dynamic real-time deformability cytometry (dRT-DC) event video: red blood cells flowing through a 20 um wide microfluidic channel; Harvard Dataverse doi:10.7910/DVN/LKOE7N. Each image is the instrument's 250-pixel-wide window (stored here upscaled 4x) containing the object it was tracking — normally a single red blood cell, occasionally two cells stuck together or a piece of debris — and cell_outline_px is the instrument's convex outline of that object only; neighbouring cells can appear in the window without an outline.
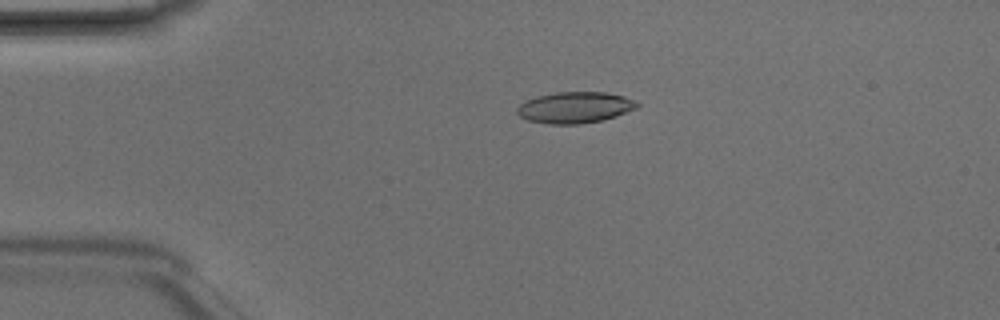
{"species": "Egyptian fruit bat (a non-hibernating species)", "species_latin": "Rousettus aegyptiacus", "temperature_condition": "room temperature", "stored_images_in_passage": 4, "camera_frame_rate_fps": 3000, "um_per_image_px": 0.085, "animal": {"sex": "male"}, "frame": {"image": 1, "passage_image": 3, "time_ms": 0.667, "image_size_px": [1000, 320], "cell_outline_px": [[640, 104], [636, 108], [616, 116], [604, 120], [580, 124], [548, 124], [528, 120], [520, 116], [516, 112], [516, 108], [524, 100], [536, 96], [556, 92], [604, 92], [624, 96]], "centroid_in_image_um": [48.83, 9.14], "position_along_channel_um": 36.2, "area_um2": 21.91}}